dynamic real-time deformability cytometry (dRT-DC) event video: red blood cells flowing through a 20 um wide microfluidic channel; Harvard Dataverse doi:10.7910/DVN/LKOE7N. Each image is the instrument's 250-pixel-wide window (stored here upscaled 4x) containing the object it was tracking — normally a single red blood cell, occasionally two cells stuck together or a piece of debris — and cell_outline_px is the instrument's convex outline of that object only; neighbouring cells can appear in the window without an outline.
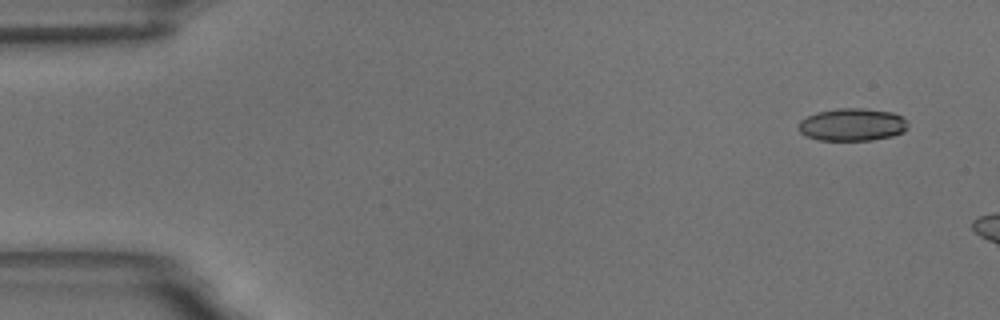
{"species": "common noctule bat (a hibernating species)", "species_latin": "Nyctalus noctula", "temperature_condition": "room temperature", "stored_images_in_passage": 3, "camera_frame_rate_fps": 3000, "um_per_image_px": 0.085, "animal": {"sex": "male", "body_mass_g": 18.8}, "frame": {"image": 1, "passage_image": 1, "time_ms": 0.0, "image_size_px": [1000, 320], "cell_outline_px": [[908, 128], [904, 132], [892, 136], [872, 140], [820, 140], [808, 136], [800, 132], [800, 120], [816, 112], [836, 108], [864, 108], [892, 112], [900, 116], [908, 124]], "centroid_in_image_um": [72.46, 10.59], "position_along_channel_um": 12.5, "area_um2": 20.69}}